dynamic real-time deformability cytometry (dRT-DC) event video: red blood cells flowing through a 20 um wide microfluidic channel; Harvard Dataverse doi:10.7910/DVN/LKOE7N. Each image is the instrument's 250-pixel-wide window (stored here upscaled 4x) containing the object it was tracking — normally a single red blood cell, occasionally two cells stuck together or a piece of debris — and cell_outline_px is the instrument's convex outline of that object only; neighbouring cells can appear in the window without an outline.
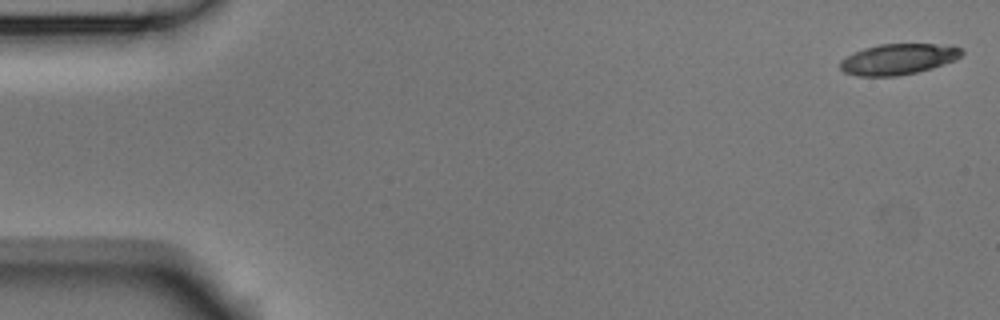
{"species": "Egyptian fruit bat (a non-hibernating species)", "species_latin": "Rousettus aegyptiacus", "temperature_condition": "room temperature", "stored_images_in_passage": 53, "camera_frame_rate_fps": 3000, "um_per_image_px": 0.085, "animal": {"sex": "male"}, "frame": {"image": 1, "passage_image": 1, "time_ms": 0.0, "image_size_px": [1000, 320], "cell_outline_px": [[964, 52], [956, 60], [916, 72], [896, 76], [860, 76], [844, 72], [840, 68], [840, 60], [852, 52], [864, 48], [880, 44], [932, 44], [960, 48]], "centroid_in_image_um": [76.29, 5.03], "position_along_channel_um": 8.7, "area_um2": 21.56}}
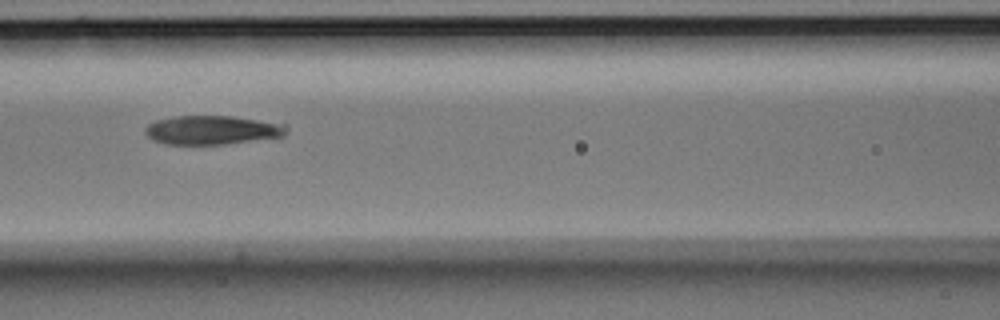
{"frame": {"image": 2, "passage_image": 23, "time_ms": 7.333, "image_size_px": [1000, 320], "cell_outline_px": [[288, 128], [284, 136], [224, 144], [164, 144], [152, 140], [144, 132], [144, 128], [148, 124], [156, 120], [176, 116], [232, 116], [288, 124]], "centroid_in_image_um": [18.03, 11.05], "position_along_channel_um": 148.6, "area_um2": 23.87}}
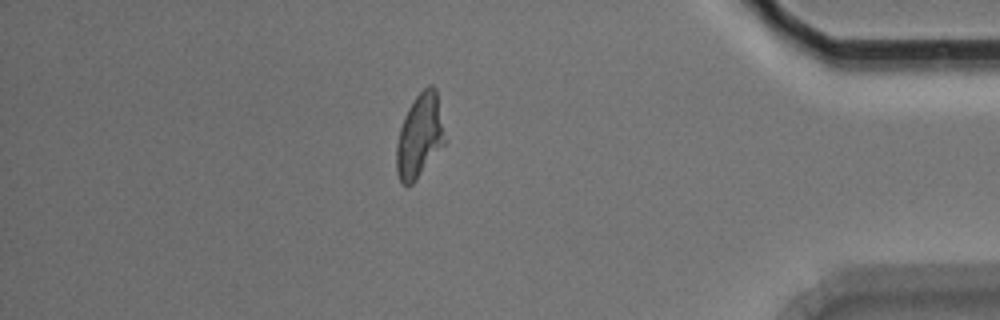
{"frame": {"image": 3, "passage_image": 46, "time_ms": 15.0, "image_size_px": [1000, 320], "cell_outline_px": [[448, 140], [416, 180], [412, 184], [400, 184], [396, 172], [396, 144], [400, 128], [404, 116], [408, 108], [416, 96], [428, 84], [432, 84], [436, 88]], "centroid_in_image_um": [35.7, 11.54], "position_along_channel_um": 399.5, "area_um2": 24.16}, "authors_computed_cell_mechanics": {"area_um2": 24.2182, "velocity_mm_per_s": 3.7455, "shape_relaxation_time_tau1_ms": 10.3153, "shape_relaxation_time_tau2_ms": 3.0086, "deformation_change_tau1": 0.2478, "deformation_change_tau2": 0.1212}}